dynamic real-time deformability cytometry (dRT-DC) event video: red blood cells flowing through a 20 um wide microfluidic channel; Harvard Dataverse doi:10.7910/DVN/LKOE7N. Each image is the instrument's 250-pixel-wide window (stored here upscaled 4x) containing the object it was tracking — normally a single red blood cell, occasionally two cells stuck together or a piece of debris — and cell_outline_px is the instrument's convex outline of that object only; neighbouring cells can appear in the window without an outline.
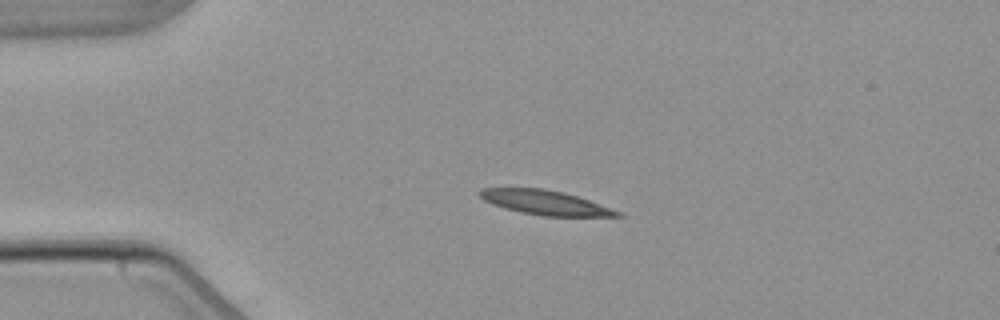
{"species": "common noctule bat (a hibernating species)", "species_latin": "Nyctalus noctula", "temperature_condition": "warm", "stored_images_in_passage": 4, "camera_frame_rate_fps": 3000, "um_per_image_px": 0.085, "animal": {"sex": "male", "body_mass_g": 21.5, "forearm_length_mm": 52.0}, "frame": {"image": 1, "passage_image": 3, "time_ms": 2.333, "image_size_px": [1000, 320], "cell_outline_px": [[624, 216], [540, 216], [520, 212], [504, 208], [492, 204], [484, 200], [476, 192], [480, 188], [544, 188], [564, 192], [588, 200], [620, 212]], "centroid_in_image_um": [46.26, 17.21], "position_along_channel_um": 38.7, "area_um2": 19.48}}